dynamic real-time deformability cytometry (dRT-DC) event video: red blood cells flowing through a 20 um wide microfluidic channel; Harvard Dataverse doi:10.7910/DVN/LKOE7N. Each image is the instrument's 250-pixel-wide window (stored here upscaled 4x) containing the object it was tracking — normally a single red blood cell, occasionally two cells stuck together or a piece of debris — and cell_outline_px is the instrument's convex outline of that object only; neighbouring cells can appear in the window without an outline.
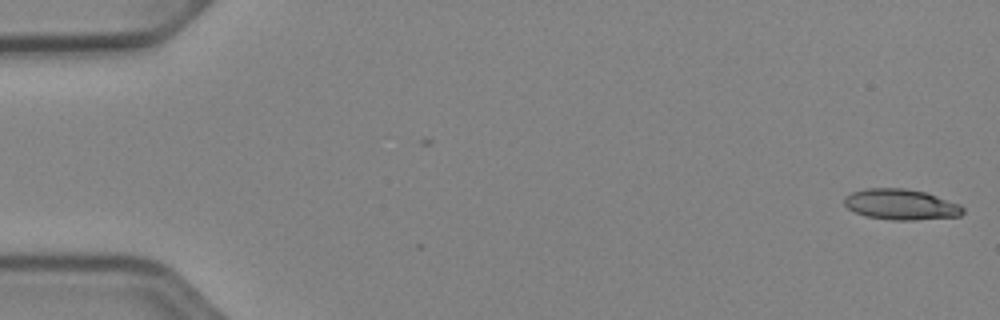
{"species": "Egyptian fruit bat (a non-hibernating species)", "species_latin": "Rousettus aegyptiacus", "temperature_condition": "cold", "stored_images_in_passage": 3, "camera_frame_rate_fps": 3000, "um_per_image_px": 0.085, "animal": {"sex": "female"}, "frame": {"image": 1, "passage_image": 3, "time_ms": 0.667, "image_size_px": [1000, 320], "cell_outline_px": [[964, 212], [960, 216], [916, 220], [892, 220], [864, 216], [848, 208], [844, 204], [844, 196], [852, 192], [864, 188], [904, 188], [924, 192], [960, 204], [964, 208]], "centroid_in_image_um": [76.56, 17.38], "position_along_channel_um": 8.4, "area_um2": 21.27}}